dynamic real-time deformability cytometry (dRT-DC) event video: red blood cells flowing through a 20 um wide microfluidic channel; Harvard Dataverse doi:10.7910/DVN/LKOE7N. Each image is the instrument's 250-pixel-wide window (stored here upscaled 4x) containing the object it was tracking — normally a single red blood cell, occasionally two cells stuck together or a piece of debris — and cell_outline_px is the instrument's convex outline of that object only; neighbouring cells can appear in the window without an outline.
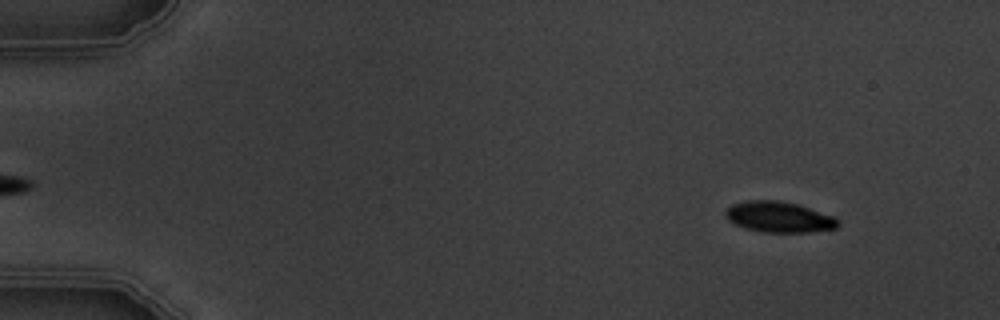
{"species": "common noctule bat (a hibernating species)", "species_latin": "Nyctalus noctula", "temperature_condition": "warm", "stored_images_in_passage": 5, "camera_frame_rate_fps": 3000, "um_per_image_px": 0.085, "animal": {"sex": "male", "body_mass_g": 19.5, "forearm_length_mm": 54.6}, "frame": {"image": 1, "passage_image": 1, "time_ms": 0.0, "image_size_px": [1000, 320], "cell_outline_px": [[840, 224], [836, 228], [808, 232], [764, 232], [748, 228], [736, 224], [728, 220], [724, 216], [724, 212], [732, 204], [744, 200], [780, 200], [800, 204], [836, 216], [840, 220]], "centroid_in_image_um": [66.26, 18.42], "position_along_channel_um": 18.7, "area_um2": 20.46}}
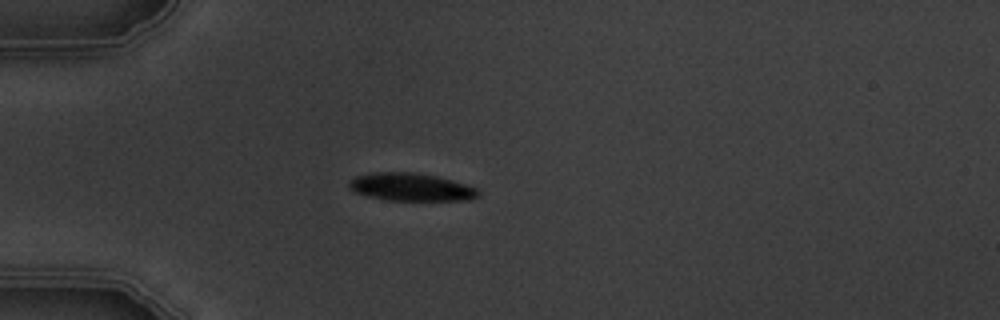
{"frame": {"image": 2, "passage_image": 4, "time_ms": 3.333, "image_size_px": [1000, 320], "cell_outline_px": [[480, 196], [472, 200], [384, 200], [352, 192], [348, 188], [348, 180], [356, 176], [372, 172], [412, 172], [436, 176], [452, 180], [476, 188], [480, 192]], "centroid_in_image_um": [34.89, 15.9], "position_along_channel_um": 50.1, "area_um2": 21.15}}